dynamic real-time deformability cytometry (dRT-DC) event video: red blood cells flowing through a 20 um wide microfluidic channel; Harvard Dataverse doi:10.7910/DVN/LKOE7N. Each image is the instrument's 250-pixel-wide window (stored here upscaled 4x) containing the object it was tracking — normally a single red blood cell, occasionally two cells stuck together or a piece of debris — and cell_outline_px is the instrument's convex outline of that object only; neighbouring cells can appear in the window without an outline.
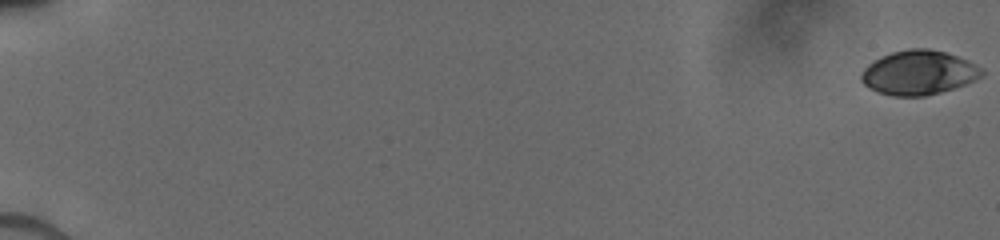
{"species": "human", "species_latin": "Homo sapiens", "temperature_condition": "cold", "stored_images_in_passage": 53, "camera_frame_rate_fps": 3000, "um_per_image_px": 0.085, "donor": {"sex": "male"}, "frame": {"image": 1, "passage_image": 1, "time_ms": 0.0, "image_size_px": [1000, 240], "cell_outline_px": [[984, 72], [980, 76], [964, 84], [940, 92], [924, 96], [892, 96], [876, 92], [864, 84], [860, 80], [860, 76], [864, 68], [868, 64], [892, 52], [912, 48], [928, 48], [944, 52], [956, 56], [984, 68]], "centroid_in_image_um": [78.05, 6.18], "position_along_channel_um": 6.9, "area_um2": 30.75}}
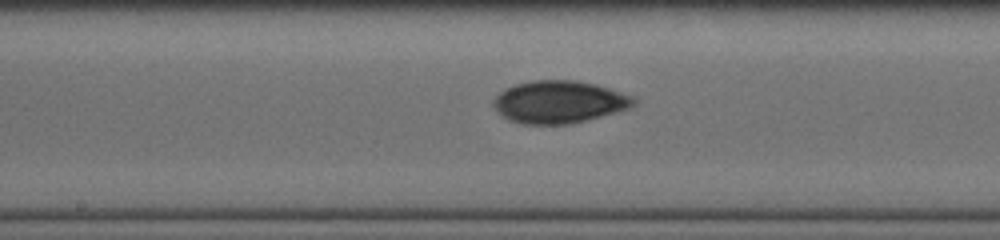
{"frame": {"image": 2, "passage_image": 31, "time_ms": 10.0, "image_size_px": [1000, 240], "cell_outline_px": [[636, 104], [632, 108], [568, 124], [520, 124], [508, 120], [492, 104], [492, 100], [504, 88], [516, 84], [532, 80], [576, 80], [596, 84], [636, 96]], "centroid_in_image_um": [47.55, 8.65], "position_along_channel_um": 200.6, "area_um2": 34.85}}
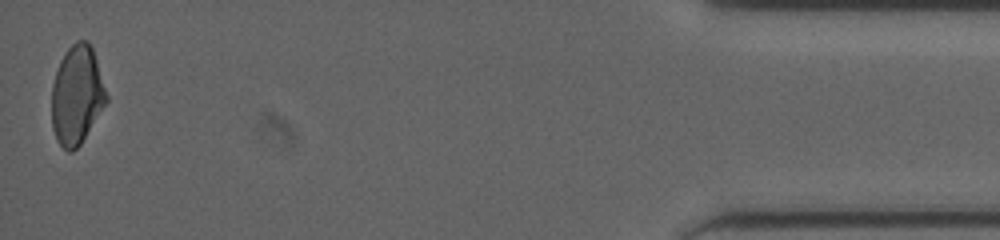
{"frame": {"image": 3, "passage_image": 53, "time_ms": 17.333, "image_size_px": [1000, 240], "cell_outline_px": [[108, 100], [80, 144], [72, 152], [68, 152], [56, 140], [52, 128], [52, 84], [60, 60], [68, 48], [76, 40], [88, 40], [92, 48], [108, 96]], "centroid_in_image_um": [6.52, 8.08], "position_along_channel_um": 428.7, "area_um2": 31.27}}